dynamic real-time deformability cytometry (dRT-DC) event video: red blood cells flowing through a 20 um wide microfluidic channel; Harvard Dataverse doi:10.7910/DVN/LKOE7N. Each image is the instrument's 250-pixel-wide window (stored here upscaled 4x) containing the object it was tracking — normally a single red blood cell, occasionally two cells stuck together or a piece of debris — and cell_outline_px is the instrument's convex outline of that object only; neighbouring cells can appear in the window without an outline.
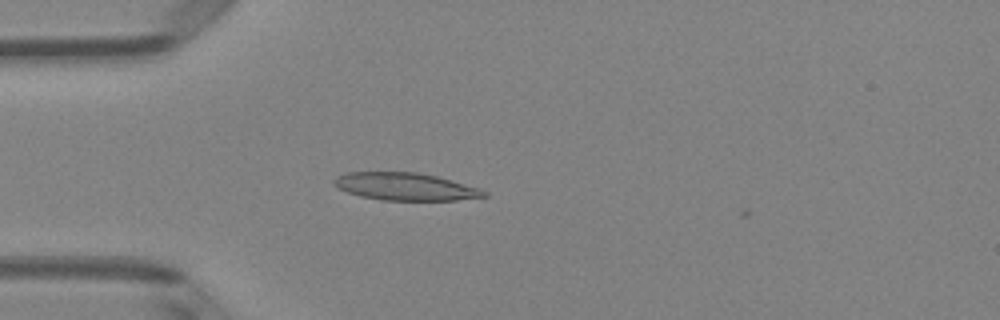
{"species": "Egyptian fruit bat (a non-hibernating species)", "species_latin": "Rousettus aegyptiacus", "temperature_condition": "room temperature", "stored_images_in_passage": 33, "camera_frame_rate_fps": 3000, "um_per_image_px": 0.085, "animal": {"sex": "female"}, "frame": {"image": 1, "passage_image": 1, "time_ms": 0.0, "image_size_px": [1000, 320], "cell_outline_px": [[488, 196], [456, 200], [380, 200], [360, 196], [348, 192], [332, 184], [332, 180], [336, 176], [348, 172], [416, 172], [436, 176], [480, 188], [488, 192]], "centroid_in_image_um": [34.44, 15.86], "position_along_channel_um": 50.6, "area_um2": 24.04}}
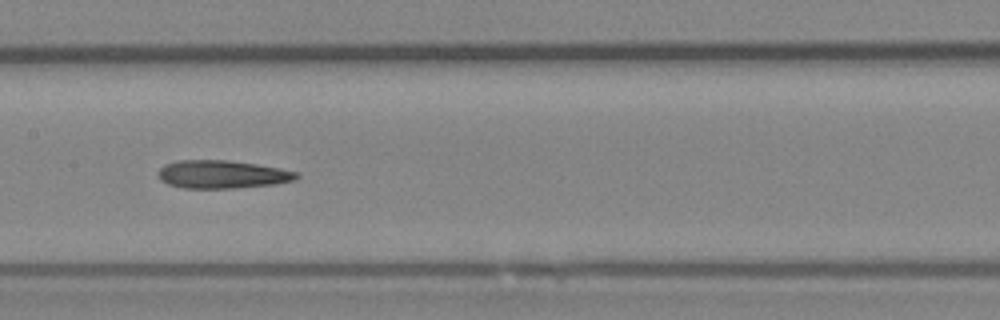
{"frame": {"image": 2, "passage_image": 12, "time_ms": 3.667, "image_size_px": [1000, 320], "cell_outline_px": [[300, 176], [296, 180], [276, 184], [236, 188], [184, 188], [168, 184], [160, 180], [156, 172], [164, 164], [176, 160], [228, 160], [256, 164], [280, 168], [300, 172]], "centroid_in_image_um": [18.89, 14.82], "position_along_channel_um": 188.5, "area_um2": 22.95}}
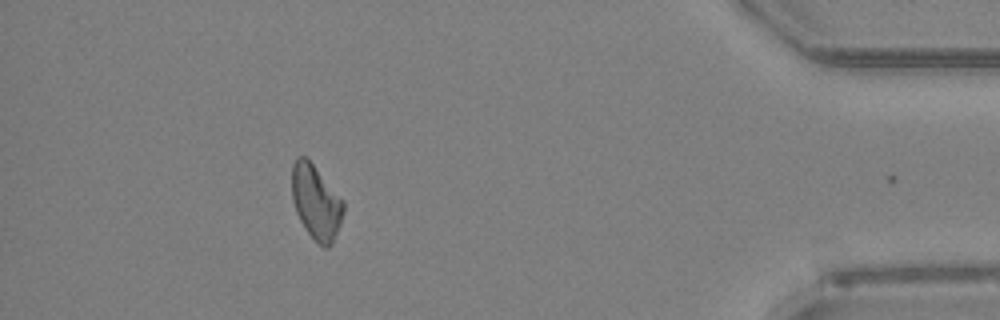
{"frame": {"image": 3, "passage_image": 32, "time_ms": 10.333, "image_size_px": [1000, 320], "cell_outline_px": [[344, 212], [340, 224], [332, 244], [328, 248], [324, 248], [308, 232], [300, 220], [296, 212], [292, 200], [292, 164], [296, 156], [308, 156], [344, 200]], "centroid_in_image_um": [26.87, 17.11], "position_along_channel_um": 408.3, "area_um2": 22.66}, "authors_computed_cell_mechanics": {"area_um2": 22.5998, "velocity_mm_per_s": 4.0747, "shape_relaxation_time_tau1_ms": null, "shape_relaxation_time_tau2_ms": 5.0157, "deformation_change_tau1": null, "deformation_change_tau2": 0.1656}}